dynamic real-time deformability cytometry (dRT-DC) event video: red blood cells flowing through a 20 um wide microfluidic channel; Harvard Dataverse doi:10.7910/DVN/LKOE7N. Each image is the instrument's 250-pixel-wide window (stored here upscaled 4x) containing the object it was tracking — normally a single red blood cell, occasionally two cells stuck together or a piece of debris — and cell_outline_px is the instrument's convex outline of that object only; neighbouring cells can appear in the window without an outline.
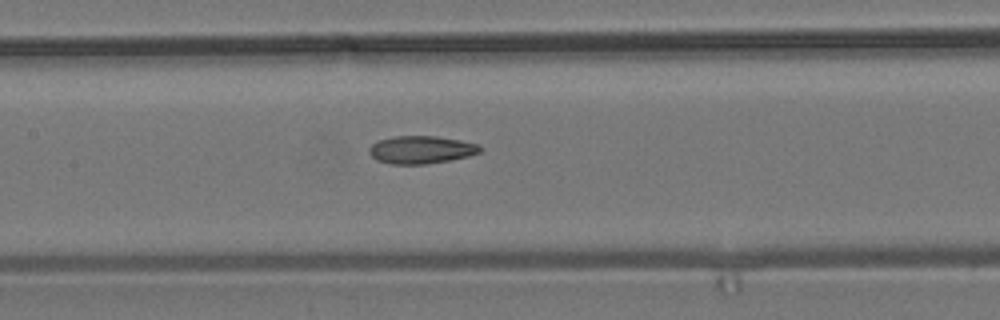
{"species": "common noctule bat (a hibernating species)", "species_latin": "Nyctalus noctula", "temperature_condition": "room temperature", "stored_images_in_passage": 7, "camera_frame_rate_fps": 3000, "um_per_image_px": 0.085, "animal": {"sex": "male", "body_mass_g": 19.2, "forearm_length_mm": 51.8}, "frame": {"image": 1, "passage_image": 7, "time_ms": 7.667, "image_size_px": [1000, 320], "cell_outline_px": [[484, 148], [480, 152], [468, 156], [448, 160], [424, 164], [392, 164], [376, 160], [368, 152], [368, 148], [372, 144], [380, 140], [396, 136], [436, 136], [460, 140], [480, 144]], "centroid_in_image_um": [35.81, 12.72], "position_along_channel_um": 171.6, "area_um2": 17.92}}